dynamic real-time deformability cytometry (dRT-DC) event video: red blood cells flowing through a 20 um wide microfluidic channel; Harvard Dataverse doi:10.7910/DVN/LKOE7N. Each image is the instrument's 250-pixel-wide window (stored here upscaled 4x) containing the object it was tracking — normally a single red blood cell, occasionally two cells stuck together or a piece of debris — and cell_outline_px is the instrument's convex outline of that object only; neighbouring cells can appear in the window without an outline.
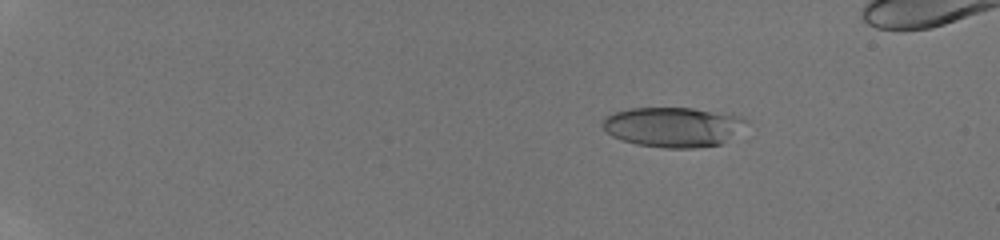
{"species": "human", "species_latin": "Homo sapiens", "temperature_condition": "room temperature", "stored_images_in_passage": 19, "camera_frame_rate_fps": 3000, "um_per_image_px": 0.085, "donor": {"sex": "male"}, "frame": {"image": 1, "passage_image": 7, "time_ms": 3.333, "image_size_px": [1000, 240], "cell_outline_px": [[748, 120], [720, 144], [692, 148], [664, 148], [636, 144], [620, 140], [612, 136], [604, 128], [604, 120], [612, 112], [628, 108], [692, 108], [740, 116]], "centroid_in_image_um": [57.12, 10.79], "position_along_channel_um": 27.9, "area_um2": 32.71}}